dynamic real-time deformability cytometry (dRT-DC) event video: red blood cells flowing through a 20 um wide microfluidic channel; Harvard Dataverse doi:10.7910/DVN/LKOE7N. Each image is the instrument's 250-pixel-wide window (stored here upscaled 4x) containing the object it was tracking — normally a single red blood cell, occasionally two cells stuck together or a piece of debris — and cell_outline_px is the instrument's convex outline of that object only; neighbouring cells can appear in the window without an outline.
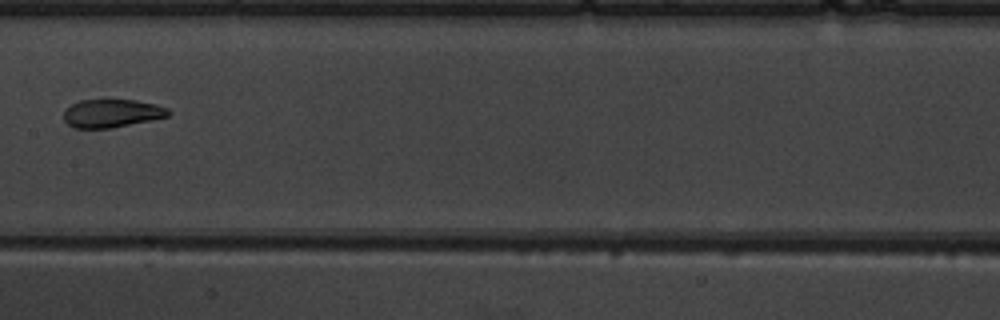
{"species": "common noctule bat (a hibernating species)", "species_latin": "Nyctalus noctula", "temperature_condition": "warm", "stored_images_in_passage": 6, "camera_frame_rate_fps": 3000, "um_per_image_px": 0.085, "animal": {"sex": "male", "body_mass_g": 19.5, "forearm_length_mm": 54.6}, "frame": {"image": 1, "passage_image": 5, "time_ms": 4.667, "image_size_px": [1000, 320], "cell_outline_px": [[172, 112], [168, 116], [152, 120], [112, 128], [72, 128], [64, 120], [64, 112], [72, 104], [80, 100], [136, 100], [156, 104], [168, 108]], "centroid_in_image_um": [9.53, 9.64], "position_along_channel_um": 197.9, "area_um2": 17.22}}
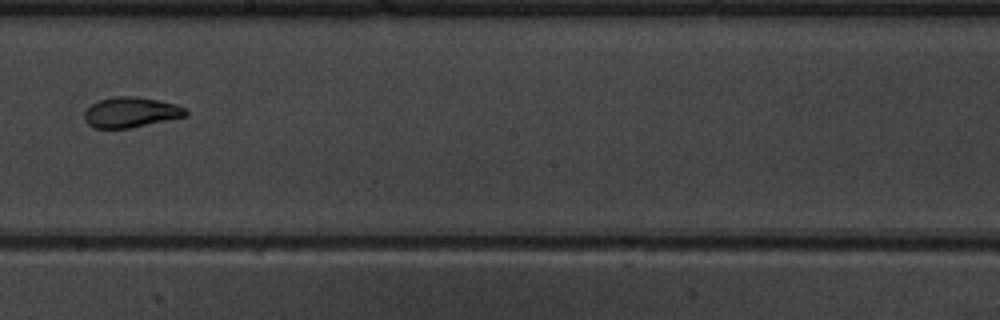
{"frame": {"image": 2, "passage_image": 6, "time_ms": 5.667, "image_size_px": [1000, 320], "cell_outline_px": [[188, 116], [128, 128], [92, 128], [84, 120], [84, 112], [92, 104], [100, 100], [112, 96], [136, 96], [160, 100], [176, 104], [184, 108], [188, 112]], "centroid_in_image_um": [11.12, 9.54], "position_along_channel_um": 237.1, "area_um2": 17.98}}